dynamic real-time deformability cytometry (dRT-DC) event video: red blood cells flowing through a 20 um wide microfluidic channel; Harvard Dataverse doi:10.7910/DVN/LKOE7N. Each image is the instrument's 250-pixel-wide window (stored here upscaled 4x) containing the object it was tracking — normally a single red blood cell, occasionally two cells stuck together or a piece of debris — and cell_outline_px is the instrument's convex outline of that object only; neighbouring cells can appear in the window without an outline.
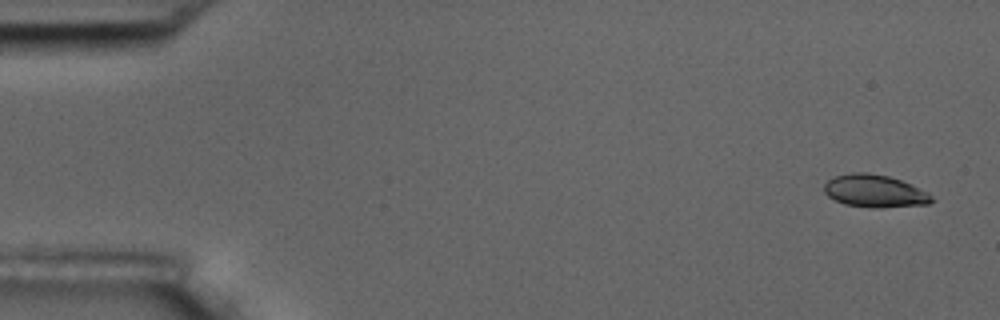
{"species": "common noctule bat (a hibernating species)", "species_latin": "Nyctalus noctula", "temperature_condition": "room temperature", "stored_images_in_passage": 39, "camera_frame_rate_fps": 3000, "um_per_image_px": 0.085, "animal": {"sex": "male", "body_mass_g": 17.5, "forearm_length_mm": 52.3}, "frame": {"image": 1, "passage_image": 1, "time_ms": 0.0, "image_size_px": [1000, 320], "cell_outline_px": [[928, 200], [904, 204], [852, 204], [840, 200], [836, 196], [852, 176], [880, 176], [896, 180], [904, 184]], "centroid_in_image_um": [74.59, 16.29], "position_along_channel_um": 10.4, "area_um2": 13.41}}
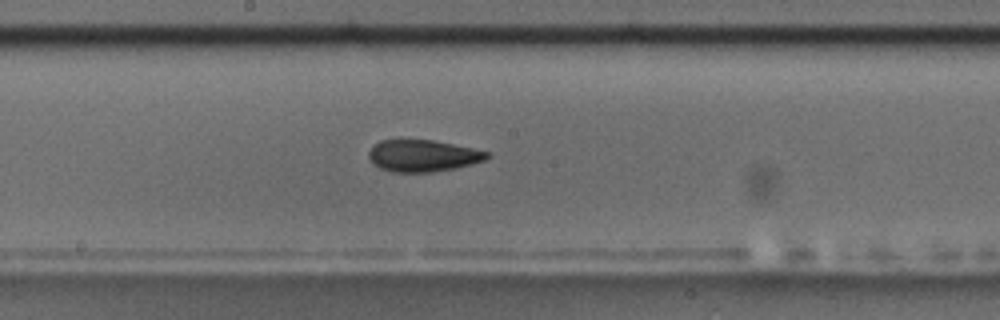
{"frame": {"image": 2, "passage_image": 28, "time_ms": 9.0, "image_size_px": [1000, 320], "cell_outline_px": [[484, 156], [472, 160], [456, 164], [428, 168], [396, 168], [384, 164], [380, 160], [424, 144], [432, 144], [480, 152]], "centroid_in_image_um": [36.6, 13.35], "position_along_channel_um": 211.6, "area_um2": 11.5}}
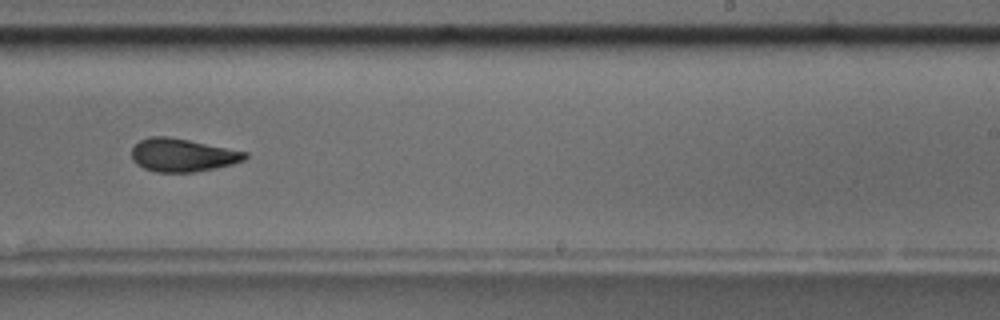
{"frame": {"image": 3, "passage_image": 33, "time_ms": 10.667, "image_size_px": [1000, 320], "cell_outline_px": [[244, 156], [220, 164], [196, 168], [152, 168], [144, 164], [136, 156], [136, 148], [148, 140], [176, 140]], "centroid_in_image_um": [15.34, 13.17], "position_along_channel_um": 273.7, "area_um2": 15.26}}